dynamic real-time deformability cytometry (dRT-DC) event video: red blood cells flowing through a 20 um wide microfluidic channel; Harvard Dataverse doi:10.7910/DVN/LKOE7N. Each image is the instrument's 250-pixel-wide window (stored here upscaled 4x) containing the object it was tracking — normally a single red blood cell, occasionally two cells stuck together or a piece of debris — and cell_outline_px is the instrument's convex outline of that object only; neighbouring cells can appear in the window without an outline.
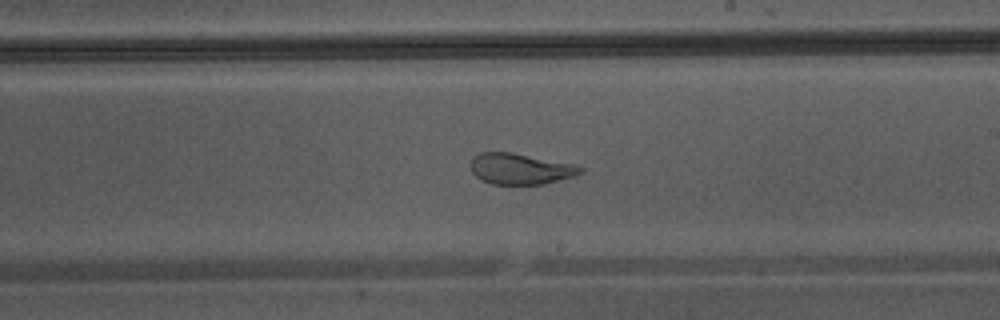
{"species": "Egyptian fruit bat (a non-hibernating species)", "species_latin": "Rousettus aegyptiacus", "temperature_condition": "warm", "stored_images_in_passage": 35, "camera_frame_rate_fps": 3000, "um_per_image_px": 0.085, "animal": {"sex": "male"}, "frame": {"image": 1, "passage_image": 16, "time_ms": 5.0, "image_size_px": [1000, 320], "cell_outline_px": [[584, 172], [572, 176], [544, 184], [492, 184], [480, 180], [472, 172], [472, 156], [480, 152], [512, 152], [576, 164], [584, 168]], "centroid_in_image_um": [44.24, 14.34], "position_along_channel_um": 244.8, "area_um2": 19.88}}